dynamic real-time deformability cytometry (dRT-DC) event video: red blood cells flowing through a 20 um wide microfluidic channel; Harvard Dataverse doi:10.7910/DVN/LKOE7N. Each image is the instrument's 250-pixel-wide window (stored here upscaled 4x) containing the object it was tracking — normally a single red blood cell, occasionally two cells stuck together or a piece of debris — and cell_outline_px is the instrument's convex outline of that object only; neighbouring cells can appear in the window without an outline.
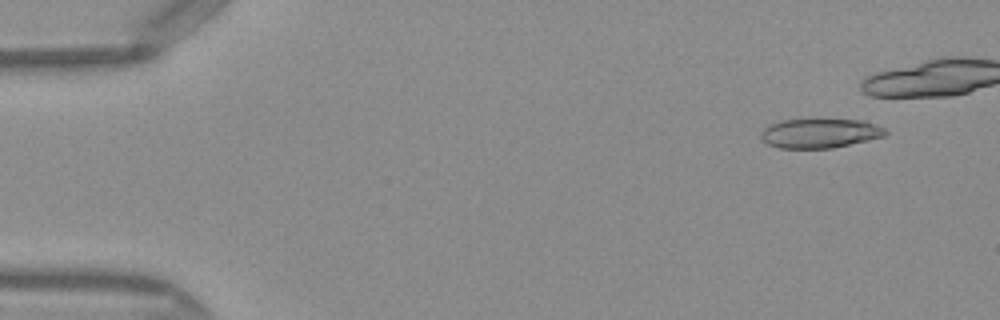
{"species": "Egyptian fruit bat (a non-hibernating species)", "species_latin": "Rousettus aegyptiacus", "temperature_condition": "warm", "stored_images_in_passage": 37, "camera_frame_rate_fps": 3000, "um_per_image_px": 0.085, "frame": {"image": 1, "passage_image": 1, "time_ms": 0.0, "image_size_px": [1000, 320], "cell_outline_px": [[888, 132], [884, 136], [868, 140], [832, 148], [780, 148], [768, 144], [760, 140], [760, 132], [768, 124], [780, 120], [864, 120], [884, 128]], "centroid_in_image_um": [69.64, 11.33], "position_along_channel_um": 15.4, "area_um2": 21.27}}
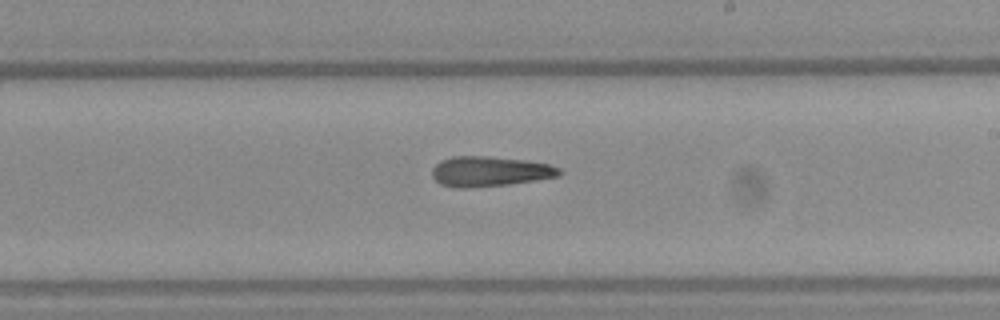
{"frame": {"image": 2, "passage_image": 26, "time_ms": 8.333, "image_size_px": [1000, 320], "cell_outline_px": [[564, 172], [560, 176], [536, 180], [508, 184], [468, 188], [456, 188], [440, 184], [432, 176], [432, 168], [440, 160], [452, 156], [488, 156], [524, 160], [548, 164], [560, 168]], "centroid_in_image_um": [41.62, 14.57], "position_along_channel_um": 247.4, "area_um2": 22.43}}
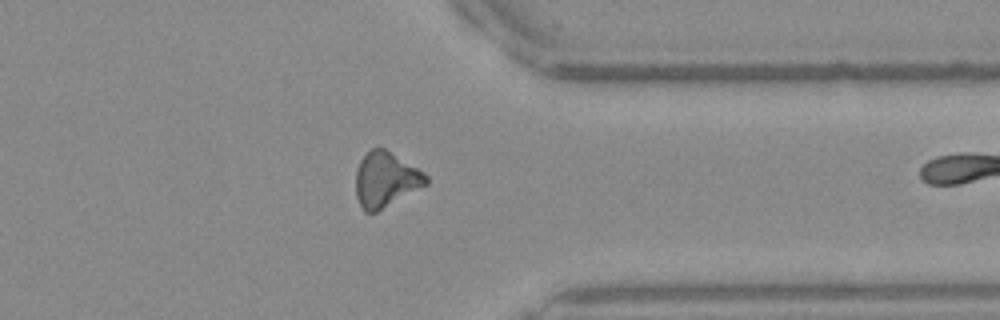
{"frame": {"image": 3, "passage_image": 36, "time_ms": 11.667, "image_size_px": [1000, 320], "cell_outline_px": [[428, 184], [376, 212], [364, 212], [356, 196], [356, 168], [360, 160], [372, 148], [384, 148], [424, 172], [428, 176]], "centroid_in_image_um": [32.78, 15.27], "position_along_channel_um": 378.6, "area_um2": 22.37}}